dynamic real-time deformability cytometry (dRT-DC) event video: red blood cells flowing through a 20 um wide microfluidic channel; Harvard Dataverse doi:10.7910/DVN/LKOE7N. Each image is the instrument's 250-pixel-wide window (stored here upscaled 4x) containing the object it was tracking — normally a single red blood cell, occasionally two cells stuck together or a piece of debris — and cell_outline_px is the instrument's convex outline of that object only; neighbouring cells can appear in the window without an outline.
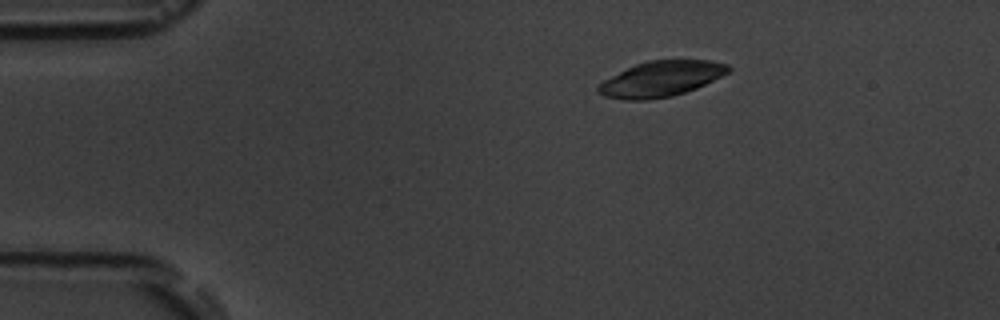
{"species": "common noctule bat (a hibernating species)", "species_latin": "Nyctalus noctula", "temperature_condition": "room temperature", "stored_images_in_passage": 4, "camera_frame_rate_fps": 3000, "um_per_image_px": 0.085, "animal": {"sex": "male", "body_mass_g": 19.5, "forearm_length_mm": 54.6}, "frame": {"image": 1, "passage_image": 1, "time_ms": 0.0, "image_size_px": [1000, 320], "cell_outline_px": [[732, 68], [728, 72], [696, 88], [672, 96], [644, 100], [624, 100], [604, 96], [596, 92], [596, 88], [604, 80], [636, 64], [648, 60], [708, 60], [728, 64]], "centroid_in_image_um": [56.17, 6.7], "position_along_channel_um": 28.8, "area_um2": 26.59}}